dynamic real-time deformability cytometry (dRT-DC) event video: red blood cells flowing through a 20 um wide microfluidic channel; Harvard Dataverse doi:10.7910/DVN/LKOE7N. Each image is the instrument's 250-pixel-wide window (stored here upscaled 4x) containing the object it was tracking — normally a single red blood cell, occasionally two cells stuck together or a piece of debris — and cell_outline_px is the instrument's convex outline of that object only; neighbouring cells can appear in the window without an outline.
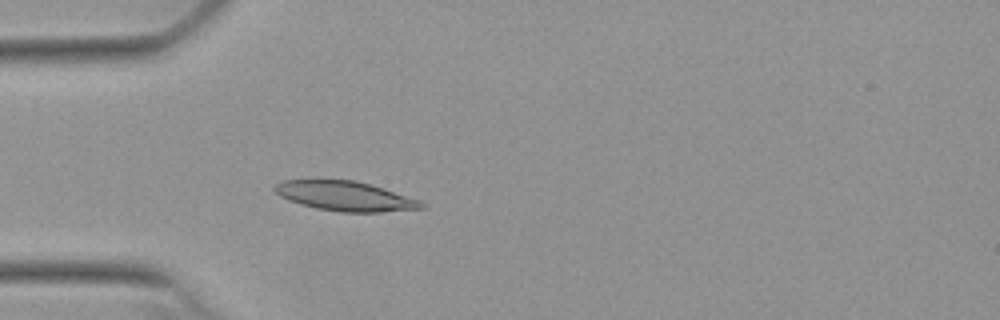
{"species": "Egyptian fruit bat (a non-hibernating species)", "species_latin": "Rousettus aegyptiacus", "temperature_condition": "warm", "stored_images_in_passage": 53, "camera_frame_rate_fps": 3000, "um_per_image_px": 0.085, "animal": {"sex": "female"}, "frame": {"image": 1, "passage_image": 15, "time_ms": 4.667, "image_size_px": [1000, 320], "cell_outline_px": [[424, 208], [380, 212], [340, 212], [316, 208], [300, 204], [288, 200], [280, 196], [272, 188], [280, 180], [356, 180], [372, 184], [420, 200], [424, 204]], "centroid_in_image_um": [29.33, 16.66], "position_along_channel_um": 55.7, "area_um2": 25.37}}
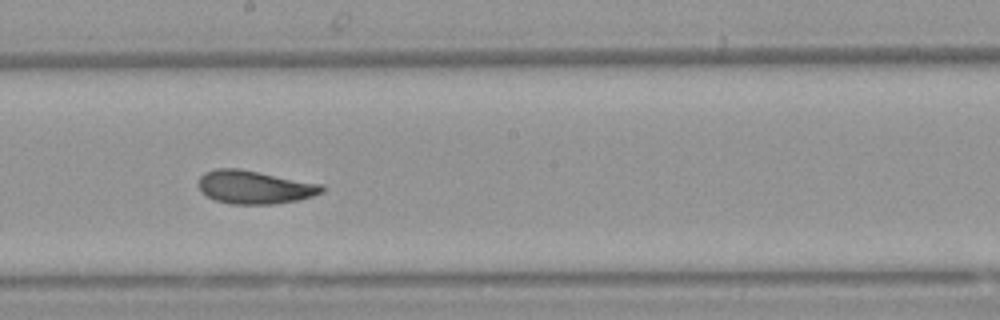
{"frame": {"image": 2, "passage_image": 29, "time_ms": 9.333, "image_size_px": [1000, 320], "cell_outline_px": [[324, 192], [300, 200], [272, 204], [232, 204], [216, 200], [208, 196], [196, 184], [200, 176], [204, 172], [216, 168], [240, 168], [324, 184]], "centroid_in_image_um": [21.66, 15.89], "position_along_channel_um": 226.5, "area_um2": 24.16}}
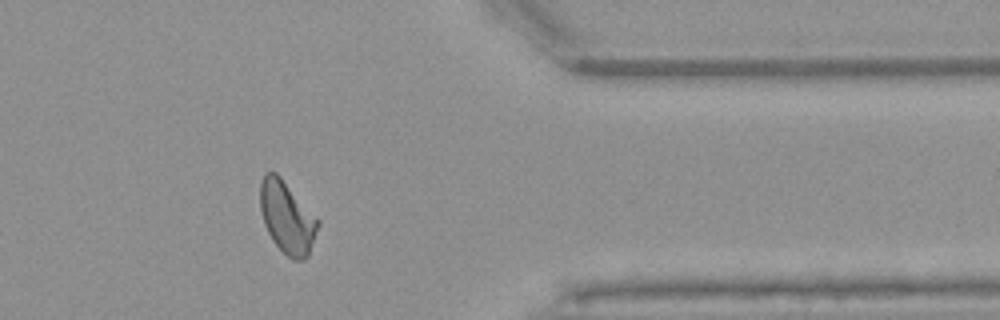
{"frame": {"image": 3, "passage_image": 43, "time_ms": 14.0, "image_size_px": [1000, 320], "cell_outline_px": [[320, 224], [308, 256], [304, 260], [292, 260], [272, 240], [264, 224], [260, 208], [260, 180], [264, 172], [276, 172], [280, 176], [320, 220]], "centroid_in_image_um": [24.4, 18.46], "position_along_channel_um": 387.0, "area_um2": 24.33}, "authors_computed_cell_mechanics": {"area_um2": 24.0448, "velocity_mm_per_s": 3.8051, "shape_relaxation_time_tau1_ms": 5.0214, "shape_relaxation_time_tau2_ms": 1.8971, "deformation_change_tau1": 0.1574, "deformation_change_tau2": 0.0583}}